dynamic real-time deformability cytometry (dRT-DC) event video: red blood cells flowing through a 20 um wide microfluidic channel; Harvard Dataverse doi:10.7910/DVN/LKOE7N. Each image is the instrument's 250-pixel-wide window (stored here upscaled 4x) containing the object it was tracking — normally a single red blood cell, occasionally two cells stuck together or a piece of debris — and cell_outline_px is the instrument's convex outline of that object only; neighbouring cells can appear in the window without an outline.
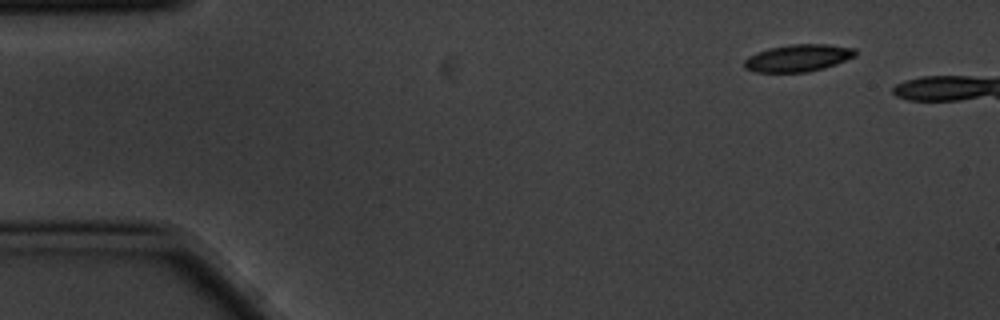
{"species": "common noctule bat (a hibernating species)", "species_latin": "Nyctalus noctula", "temperature_condition": "cold", "stored_images_in_passage": 5, "segment_of_instrument_passage": [2, 2], "camera_frame_rate_fps": 3000, "um_per_image_px": 0.085, "animal": {"sex": "male", "body_mass_g": 20.1, "forearm_length_mm": 53.5}, "frame": {"image": 1, "passage_image": 5, "time_ms": 1.333, "image_size_px": [1000, 320], "cell_outline_px": [[856, 56], [836, 64], [824, 68], [808, 72], [756, 72], [744, 68], [744, 60], [748, 56], [756, 52], [768, 48], [792, 44], [828, 44], [856, 48]], "centroid_in_image_um": [67.84, 4.92], "position_along_channel_um": 17.2, "area_um2": 17.74}}